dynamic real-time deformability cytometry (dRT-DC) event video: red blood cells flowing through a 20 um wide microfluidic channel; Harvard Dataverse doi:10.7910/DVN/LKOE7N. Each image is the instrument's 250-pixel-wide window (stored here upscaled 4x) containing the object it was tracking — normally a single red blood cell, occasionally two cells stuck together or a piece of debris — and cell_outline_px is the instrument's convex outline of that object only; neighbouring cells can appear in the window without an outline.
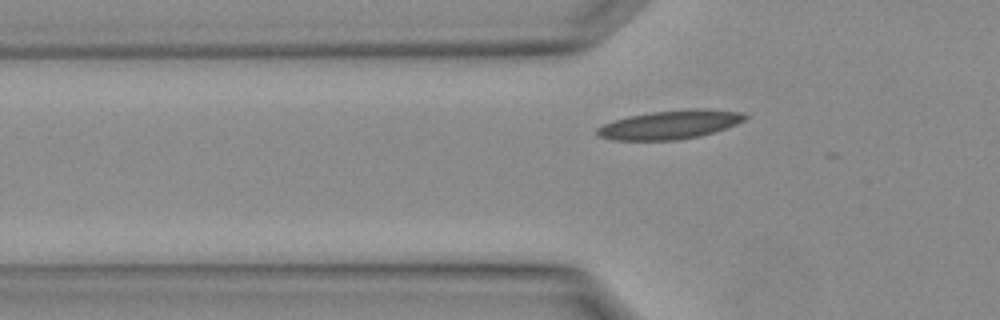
{"species": "Egyptian fruit bat (a non-hibernating species)", "species_latin": "Rousettus aegyptiacus", "temperature_condition": "warm", "stored_images_in_passage": 4, "camera_frame_rate_fps": 3000, "um_per_image_px": 0.085, "animal": {"sex": "female"}, "frame": {"image": 1, "passage_image": 4, "time_ms": 1.0, "image_size_px": [1000, 320], "cell_outline_px": [[748, 116], [744, 120], [736, 124], [700, 136], [676, 140], [612, 140], [596, 136], [596, 128], [604, 124], [628, 116], [652, 112], [692, 108], [708, 108], [744, 112]], "centroid_in_image_um": [56.95, 10.59], "position_along_channel_um": 68.8, "area_um2": 24.85}}